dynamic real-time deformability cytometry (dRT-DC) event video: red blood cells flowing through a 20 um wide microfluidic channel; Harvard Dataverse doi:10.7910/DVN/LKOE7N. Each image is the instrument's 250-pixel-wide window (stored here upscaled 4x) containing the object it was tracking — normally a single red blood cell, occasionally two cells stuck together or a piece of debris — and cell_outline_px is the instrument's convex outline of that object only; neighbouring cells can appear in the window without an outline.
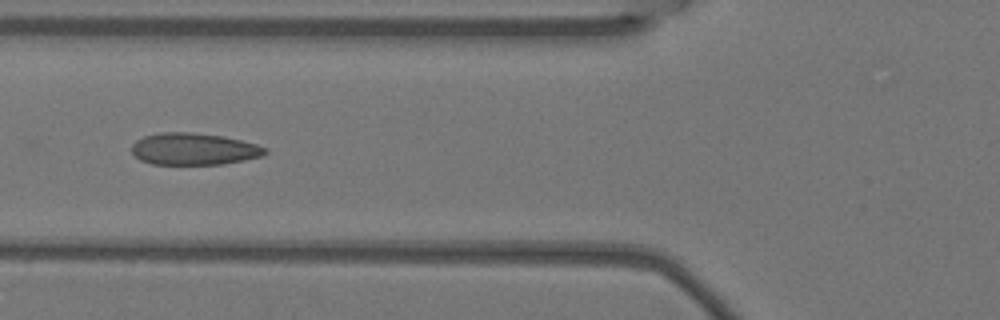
{"species": "Egyptian fruit bat (a non-hibernating species)", "species_latin": "Rousettus aegyptiacus", "temperature_condition": "warm", "stored_images_in_passage": 6, "camera_frame_rate_fps": 3000, "um_per_image_px": 0.085, "animal": {"sex": "female"}, "frame": {"image": 1, "passage_image": 5, "time_ms": 1.333, "image_size_px": [1000, 320], "cell_outline_px": [[268, 152], [260, 156], [244, 160], [220, 164], [152, 164], [140, 160], [132, 152], [132, 144], [136, 140], [144, 136], [160, 132], [192, 132], [224, 136], [256, 144], [268, 148]], "centroid_in_image_um": [16.47, 12.66], "position_along_channel_um": 109.3, "area_um2": 24.8}}
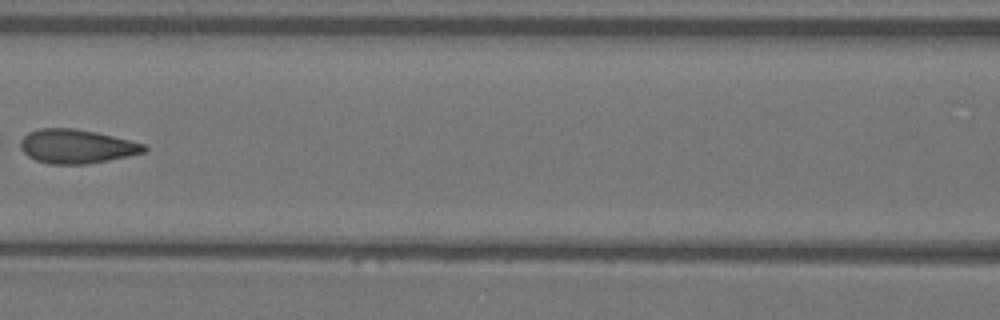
{"frame": {"image": 2, "passage_image": 6, "time_ms": 1.667, "image_size_px": [1000, 320], "cell_outline_px": [[148, 148], [144, 152], [128, 156], [88, 164], [52, 164], [36, 160], [28, 156], [20, 148], [20, 140], [28, 132], [40, 128], [76, 128], [96, 132], [144, 144]], "centroid_in_image_um": [6.48, 12.44], "position_along_channel_um": 160.1, "area_um2": 24.39}}